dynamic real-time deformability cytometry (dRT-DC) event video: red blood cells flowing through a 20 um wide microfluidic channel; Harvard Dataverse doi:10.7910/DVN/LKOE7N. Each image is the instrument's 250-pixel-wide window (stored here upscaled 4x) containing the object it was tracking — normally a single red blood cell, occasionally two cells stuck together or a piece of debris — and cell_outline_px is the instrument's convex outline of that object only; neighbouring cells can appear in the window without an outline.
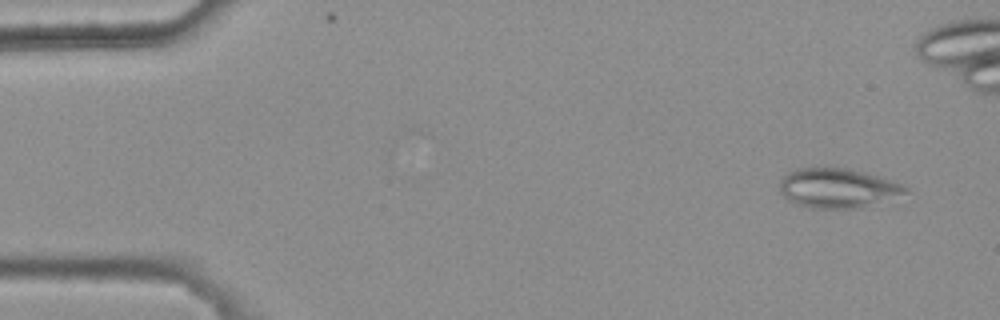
{"species": "common noctule bat (a hibernating species)", "species_latin": "Nyctalus noctula", "temperature_condition": "warm", "stored_images_in_passage": 2, "camera_frame_rate_fps": 3000, "um_per_image_px": 0.085, "animal": {"sex": "female", "body_mass_g": 25.1}, "frame": {"image": 1, "passage_image": 2, "time_ms": 0.333, "image_size_px": [1000, 320], "cell_outline_px": [[908, 192], [864, 208], [812, 208], [796, 204], [784, 196], [780, 192], [780, 180], [788, 172], [796, 168], [848, 168], [880, 176], [892, 180], [908, 188]], "centroid_in_image_um": [71.2, 15.99], "position_along_channel_um": 13.8, "area_um2": 28.9}}